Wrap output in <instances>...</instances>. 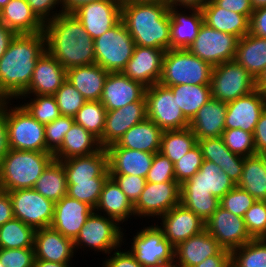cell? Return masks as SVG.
I'll list each match as a JSON object with an SVG mask.
<instances>
[{"mask_svg":"<svg viewBox=\"0 0 266 267\" xmlns=\"http://www.w3.org/2000/svg\"><path fill=\"white\" fill-rule=\"evenodd\" d=\"M45 51L44 32L16 34L5 54L0 58V98L2 100L17 101L26 91L36 63Z\"/></svg>","mask_w":266,"mask_h":267,"instance_id":"obj_1","label":"cell"},{"mask_svg":"<svg viewBox=\"0 0 266 267\" xmlns=\"http://www.w3.org/2000/svg\"><path fill=\"white\" fill-rule=\"evenodd\" d=\"M46 50L66 69L95 64L92 37L73 13H61L44 23Z\"/></svg>","mask_w":266,"mask_h":267,"instance_id":"obj_2","label":"cell"},{"mask_svg":"<svg viewBox=\"0 0 266 267\" xmlns=\"http://www.w3.org/2000/svg\"><path fill=\"white\" fill-rule=\"evenodd\" d=\"M168 8V3L121 4V20L136 45L171 49Z\"/></svg>","mask_w":266,"mask_h":267,"instance_id":"obj_3","label":"cell"},{"mask_svg":"<svg viewBox=\"0 0 266 267\" xmlns=\"http://www.w3.org/2000/svg\"><path fill=\"white\" fill-rule=\"evenodd\" d=\"M53 159L49 152L10 149L0 160V189L9 192L33 188Z\"/></svg>","mask_w":266,"mask_h":267,"instance_id":"obj_4","label":"cell"},{"mask_svg":"<svg viewBox=\"0 0 266 267\" xmlns=\"http://www.w3.org/2000/svg\"><path fill=\"white\" fill-rule=\"evenodd\" d=\"M213 66L188 49H169L163 56L160 84L166 87L210 85Z\"/></svg>","mask_w":266,"mask_h":267,"instance_id":"obj_5","label":"cell"},{"mask_svg":"<svg viewBox=\"0 0 266 267\" xmlns=\"http://www.w3.org/2000/svg\"><path fill=\"white\" fill-rule=\"evenodd\" d=\"M122 227L116 220L93 211L73 240L76 252L78 249H81V253L82 250L84 252L86 249H93L95 253L108 255L126 242L124 236L127 235H124L126 233Z\"/></svg>","mask_w":266,"mask_h":267,"instance_id":"obj_6","label":"cell"},{"mask_svg":"<svg viewBox=\"0 0 266 267\" xmlns=\"http://www.w3.org/2000/svg\"><path fill=\"white\" fill-rule=\"evenodd\" d=\"M11 102L15 101L5 100L10 149L47 152L44 125L34 119L21 104L14 105Z\"/></svg>","mask_w":266,"mask_h":267,"instance_id":"obj_7","label":"cell"},{"mask_svg":"<svg viewBox=\"0 0 266 267\" xmlns=\"http://www.w3.org/2000/svg\"><path fill=\"white\" fill-rule=\"evenodd\" d=\"M95 63L109 73L122 72L131 59L136 44L120 20L100 37L94 39Z\"/></svg>","mask_w":266,"mask_h":267,"instance_id":"obj_8","label":"cell"},{"mask_svg":"<svg viewBox=\"0 0 266 267\" xmlns=\"http://www.w3.org/2000/svg\"><path fill=\"white\" fill-rule=\"evenodd\" d=\"M210 89L213 99L231 102L256 90V80L235 60L213 66Z\"/></svg>","mask_w":266,"mask_h":267,"instance_id":"obj_9","label":"cell"},{"mask_svg":"<svg viewBox=\"0 0 266 267\" xmlns=\"http://www.w3.org/2000/svg\"><path fill=\"white\" fill-rule=\"evenodd\" d=\"M147 119L164 130H181L189 128V121L169 87L156 83L146 88Z\"/></svg>","mask_w":266,"mask_h":267,"instance_id":"obj_10","label":"cell"},{"mask_svg":"<svg viewBox=\"0 0 266 267\" xmlns=\"http://www.w3.org/2000/svg\"><path fill=\"white\" fill-rule=\"evenodd\" d=\"M157 223L139 228L131 238L133 242L128 250L142 266L175 261V247L164 237Z\"/></svg>","mask_w":266,"mask_h":267,"instance_id":"obj_11","label":"cell"},{"mask_svg":"<svg viewBox=\"0 0 266 267\" xmlns=\"http://www.w3.org/2000/svg\"><path fill=\"white\" fill-rule=\"evenodd\" d=\"M14 218L21 220L35 230L50 227L55 203L48 200L34 188L9 191Z\"/></svg>","mask_w":266,"mask_h":267,"instance_id":"obj_12","label":"cell"},{"mask_svg":"<svg viewBox=\"0 0 266 267\" xmlns=\"http://www.w3.org/2000/svg\"><path fill=\"white\" fill-rule=\"evenodd\" d=\"M238 40L232 34L210 28L203 23L195 40L187 49L198 58L216 66L234 60Z\"/></svg>","mask_w":266,"mask_h":267,"instance_id":"obj_13","label":"cell"},{"mask_svg":"<svg viewBox=\"0 0 266 267\" xmlns=\"http://www.w3.org/2000/svg\"><path fill=\"white\" fill-rule=\"evenodd\" d=\"M180 204V184L178 182H146L139 199L134 204V213L138 219L154 221L171 208ZM153 217V218H152Z\"/></svg>","mask_w":266,"mask_h":267,"instance_id":"obj_14","label":"cell"},{"mask_svg":"<svg viewBox=\"0 0 266 267\" xmlns=\"http://www.w3.org/2000/svg\"><path fill=\"white\" fill-rule=\"evenodd\" d=\"M205 229L216 239L222 249L229 252L253 239L247 232L243 217L235 215L221 206L205 222Z\"/></svg>","mask_w":266,"mask_h":267,"instance_id":"obj_15","label":"cell"},{"mask_svg":"<svg viewBox=\"0 0 266 267\" xmlns=\"http://www.w3.org/2000/svg\"><path fill=\"white\" fill-rule=\"evenodd\" d=\"M73 14L94 40L121 20V3L119 0L94 1L80 6Z\"/></svg>","mask_w":266,"mask_h":267,"instance_id":"obj_16","label":"cell"},{"mask_svg":"<svg viewBox=\"0 0 266 267\" xmlns=\"http://www.w3.org/2000/svg\"><path fill=\"white\" fill-rule=\"evenodd\" d=\"M159 220L157 226L174 247L205 230V221L181 203L160 216Z\"/></svg>","mask_w":266,"mask_h":267,"instance_id":"obj_17","label":"cell"},{"mask_svg":"<svg viewBox=\"0 0 266 267\" xmlns=\"http://www.w3.org/2000/svg\"><path fill=\"white\" fill-rule=\"evenodd\" d=\"M265 108V95L258 89L228 102L225 129H242L254 133L256 124Z\"/></svg>","mask_w":266,"mask_h":267,"instance_id":"obj_18","label":"cell"},{"mask_svg":"<svg viewBox=\"0 0 266 267\" xmlns=\"http://www.w3.org/2000/svg\"><path fill=\"white\" fill-rule=\"evenodd\" d=\"M164 53L162 49L136 45L122 73L131 80L142 83L145 87L159 83Z\"/></svg>","mask_w":266,"mask_h":267,"instance_id":"obj_19","label":"cell"},{"mask_svg":"<svg viewBox=\"0 0 266 267\" xmlns=\"http://www.w3.org/2000/svg\"><path fill=\"white\" fill-rule=\"evenodd\" d=\"M146 88L142 83L131 80L122 72L108 73L100 102L107 111H111L132 102L146 101Z\"/></svg>","mask_w":266,"mask_h":267,"instance_id":"obj_20","label":"cell"},{"mask_svg":"<svg viewBox=\"0 0 266 267\" xmlns=\"http://www.w3.org/2000/svg\"><path fill=\"white\" fill-rule=\"evenodd\" d=\"M67 80V70L46 50L38 59L29 87L21 96L55 95Z\"/></svg>","mask_w":266,"mask_h":267,"instance_id":"obj_21","label":"cell"},{"mask_svg":"<svg viewBox=\"0 0 266 267\" xmlns=\"http://www.w3.org/2000/svg\"><path fill=\"white\" fill-rule=\"evenodd\" d=\"M147 119L146 101L132 102L115 110L107 111L102 133V148L115 144L132 126Z\"/></svg>","mask_w":266,"mask_h":267,"instance_id":"obj_22","label":"cell"},{"mask_svg":"<svg viewBox=\"0 0 266 267\" xmlns=\"http://www.w3.org/2000/svg\"><path fill=\"white\" fill-rule=\"evenodd\" d=\"M34 254L35 259L39 260L72 263L76 250L72 239L51 227H46L35 231Z\"/></svg>","mask_w":266,"mask_h":267,"instance_id":"obj_23","label":"cell"},{"mask_svg":"<svg viewBox=\"0 0 266 267\" xmlns=\"http://www.w3.org/2000/svg\"><path fill=\"white\" fill-rule=\"evenodd\" d=\"M94 209L68 195L55 203L51 228L74 240Z\"/></svg>","mask_w":266,"mask_h":267,"instance_id":"obj_24","label":"cell"},{"mask_svg":"<svg viewBox=\"0 0 266 267\" xmlns=\"http://www.w3.org/2000/svg\"><path fill=\"white\" fill-rule=\"evenodd\" d=\"M168 11L170 15L171 49H187L195 40L200 27L204 23L202 10L169 6Z\"/></svg>","mask_w":266,"mask_h":267,"instance_id":"obj_25","label":"cell"},{"mask_svg":"<svg viewBox=\"0 0 266 267\" xmlns=\"http://www.w3.org/2000/svg\"><path fill=\"white\" fill-rule=\"evenodd\" d=\"M236 184L214 162L203 160L199 171L180 185V191L209 192L219 200Z\"/></svg>","mask_w":266,"mask_h":267,"instance_id":"obj_26","label":"cell"},{"mask_svg":"<svg viewBox=\"0 0 266 267\" xmlns=\"http://www.w3.org/2000/svg\"><path fill=\"white\" fill-rule=\"evenodd\" d=\"M109 174L136 175L146 178L154 153L123 147H107Z\"/></svg>","mask_w":266,"mask_h":267,"instance_id":"obj_27","label":"cell"},{"mask_svg":"<svg viewBox=\"0 0 266 267\" xmlns=\"http://www.w3.org/2000/svg\"><path fill=\"white\" fill-rule=\"evenodd\" d=\"M203 160L220 166L237 185L241 179L245 157L232 153L224 144L221 136L197 140Z\"/></svg>","mask_w":266,"mask_h":267,"instance_id":"obj_28","label":"cell"},{"mask_svg":"<svg viewBox=\"0 0 266 267\" xmlns=\"http://www.w3.org/2000/svg\"><path fill=\"white\" fill-rule=\"evenodd\" d=\"M67 181H91L97 177H109L108 154L106 148L87 155L62 160Z\"/></svg>","mask_w":266,"mask_h":267,"instance_id":"obj_29","label":"cell"},{"mask_svg":"<svg viewBox=\"0 0 266 267\" xmlns=\"http://www.w3.org/2000/svg\"><path fill=\"white\" fill-rule=\"evenodd\" d=\"M94 211L116 220L122 226L130 217V220L132 217L136 219L134 205L110 176L104 182L100 199Z\"/></svg>","mask_w":266,"mask_h":267,"instance_id":"obj_30","label":"cell"},{"mask_svg":"<svg viewBox=\"0 0 266 267\" xmlns=\"http://www.w3.org/2000/svg\"><path fill=\"white\" fill-rule=\"evenodd\" d=\"M221 249L216 239L205 229L175 247V263L178 267H195Z\"/></svg>","mask_w":266,"mask_h":267,"instance_id":"obj_31","label":"cell"},{"mask_svg":"<svg viewBox=\"0 0 266 267\" xmlns=\"http://www.w3.org/2000/svg\"><path fill=\"white\" fill-rule=\"evenodd\" d=\"M227 103L210 99L189 122L196 140L219 137L225 130Z\"/></svg>","mask_w":266,"mask_h":267,"instance_id":"obj_32","label":"cell"},{"mask_svg":"<svg viewBox=\"0 0 266 267\" xmlns=\"http://www.w3.org/2000/svg\"><path fill=\"white\" fill-rule=\"evenodd\" d=\"M201 10L204 23L210 28L238 39L250 33V19L245 15L221 8L213 0H208Z\"/></svg>","mask_w":266,"mask_h":267,"instance_id":"obj_33","label":"cell"},{"mask_svg":"<svg viewBox=\"0 0 266 267\" xmlns=\"http://www.w3.org/2000/svg\"><path fill=\"white\" fill-rule=\"evenodd\" d=\"M0 22L16 34L44 32V23L31 10L26 0H10L0 9Z\"/></svg>","mask_w":266,"mask_h":267,"instance_id":"obj_34","label":"cell"},{"mask_svg":"<svg viewBox=\"0 0 266 267\" xmlns=\"http://www.w3.org/2000/svg\"><path fill=\"white\" fill-rule=\"evenodd\" d=\"M108 73L96 63L83 65L68 69L67 81L86 101H100Z\"/></svg>","mask_w":266,"mask_h":267,"instance_id":"obj_35","label":"cell"},{"mask_svg":"<svg viewBox=\"0 0 266 267\" xmlns=\"http://www.w3.org/2000/svg\"><path fill=\"white\" fill-rule=\"evenodd\" d=\"M163 130L153 121H145L132 126L117 143L108 147H123L156 154L160 152Z\"/></svg>","mask_w":266,"mask_h":267,"instance_id":"obj_36","label":"cell"},{"mask_svg":"<svg viewBox=\"0 0 266 267\" xmlns=\"http://www.w3.org/2000/svg\"><path fill=\"white\" fill-rule=\"evenodd\" d=\"M234 60L256 80L266 67V38L251 33L240 38Z\"/></svg>","mask_w":266,"mask_h":267,"instance_id":"obj_37","label":"cell"},{"mask_svg":"<svg viewBox=\"0 0 266 267\" xmlns=\"http://www.w3.org/2000/svg\"><path fill=\"white\" fill-rule=\"evenodd\" d=\"M99 139L83 126L73 123L65 134L61 147L53 154L54 159L62 161L76 156H87L101 149Z\"/></svg>","mask_w":266,"mask_h":267,"instance_id":"obj_38","label":"cell"},{"mask_svg":"<svg viewBox=\"0 0 266 267\" xmlns=\"http://www.w3.org/2000/svg\"><path fill=\"white\" fill-rule=\"evenodd\" d=\"M33 188L54 203L66 196L68 186L62 162L53 159L44 169Z\"/></svg>","mask_w":266,"mask_h":267,"instance_id":"obj_39","label":"cell"},{"mask_svg":"<svg viewBox=\"0 0 266 267\" xmlns=\"http://www.w3.org/2000/svg\"><path fill=\"white\" fill-rule=\"evenodd\" d=\"M185 118L190 122L197 111L212 99L210 85H177L169 87Z\"/></svg>","mask_w":266,"mask_h":267,"instance_id":"obj_40","label":"cell"},{"mask_svg":"<svg viewBox=\"0 0 266 267\" xmlns=\"http://www.w3.org/2000/svg\"><path fill=\"white\" fill-rule=\"evenodd\" d=\"M237 186L256 200L266 201V169L258 154L245 157L242 176Z\"/></svg>","mask_w":266,"mask_h":267,"instance_id":"obj_41","label":"cell"},{"mask_svg":"<svg viewBox=\"0 0 266 267\" xmlns=\"http://www.w3.org/2000/svg\"><path fill=\"white\" fill-rule=\"evenodd\" d=\"M196 144V136L190 128L164 130L161 138L160 152L174 164Z\"/></svg>","mask_w":266,"mask_h":267,"instance_id":"obj_42","label":"cell"},{"mask_svg":"<svg viewBox=\"0 0 266 267\" xmlns=\"http://www.w3.org/2000/svg\"><path fill=\"white\" fill-rule=\"evenodd\" d=\"M35 229L13 218L0 226V248H34Z\"/></svg>","mask_w":266,"mask_h":267,"instance_id":"obj_43","label":"cell"},{"mask_svg":"<svg viewBox=\"0 0 266 267\" xmlns=\"http://www.w3.org/2000/svg\"><path fill=\"white\" fill-rule=\"evenodd\" d=\"M18 99L20 101L22 99L25 102L28 99L26 103L22 101L21 105L34 119L43 125L49 124L61 116L54 95H33V98L31 96H20Z\"/></svg>","mask_w":266,"mask_h":267,"instance_id":"obj_44","label":"cell"},{"mask_svg":"<svg viewBox=\"0 0 266 267\" xmlns=\"http://www.w3.org/2000/svg\"><path fill=\"white\" fill-rule=\"evenodd\" d=\"M106 112V108L100 101H86L73 117L75 123L83 126L99 139L101 147Z\"/></svg>","mask_w":266,"mask_h":267,"instance_id":"obj_45","label":"cell"},{"mask_svg":"<svg viewBox=\"0 0 266 267\" xmlns=\"http://www.w3.org/2000/svg\"><path fill=\"white\" fill-rule=\"evenodd\" d=\"M231 267H266V239H252L233 250Z\"/></svg>","mask_w":266,"mask_h":267,"instance_id":"obj_46","label":"cell"},{"mask_svg":"<svg viewBox=\"0 0 266 267\" xmlns=\"http://www.w3.org/2000/svg\"><path fill=\"white\" fill-rule=\"evenodd\" d=\"M220 200L209 192L180 191V203L207 221L220 206Z\"/></svg>","mask_w":266,"mask_h":267,"instance_id":"obj_47","label":"cell"},{"mask_svg":"<svg viewBox=\"0 0 266 267\" xmlns=\"http://www.w3.org/2000/svg\"><path fill=\"white\" fill-rule=\"evenodd\" d=\"M108 177H97L91 181H67V195L90 205L93 209L98 204L104 182Z\"/></svg>","mask_w":266,"mask_h":267,"instance_id":"obj_48","label":"cell"},{"mask_svg":"<svg viewBox=\"0 0 266 267\" xmlns=\"http://www.w3.org/2000/svg\"><path fill=\"white\" fill-rule=\"evenodd\" d=\"M224 144L234 154L248 157L256 154L253 133L242 129H225L221 135Z\"/></svg>","mask_w":266,"mask_h":267,"instance_id":"obj_49","label":"cell"},{"mask_svg":"<svg viewBox=\"0 0 266 267\" xmlns=\"http://www.w3.org/2000/svg\"><path fill=\"white\" fill-rule=\"evenodd\" d=\"M54 96L62 116L74 117L86 102L82 94L67 80Z\"/></svg>","mask_w":266,"mask_h":267,"instance_id":"obj_50","label":"cell"},{"mask_svg":"<svg viewBox=\"0 0 266 267\" xmlns=\"http://www.w3.org/2000/svg\"><path fill=\"white\" fill-rule=\"evenodd\" d=\"M202 162V151L197 143L181 159L173 164L176 181L181 185L192 178L199 171Z\"/></svg>","mask_w":266,"mask_h":267,"instance_id":"obj_51","label":"cell"},{"mask_svg":"<svg viewBox=\"0 0 266 267\" xmlns=\"http://www.w3.org/2000/svg\"><path fill=\"white\" fill-rule=\"evenodd\" d=\"M73 123V117L61 115L49 124L44 125L47 152L54 154L61 147L65 134Z\"/></svg>","mask_w":266,"mask_h":267,"instance_id":"obj_52","label":"cell"},{"mask_svg":"<svg viewBox=\"0 0 266 267\" xmlns=\"http://www.w3.org/2000/svg\"><path fill=\"white\" fill-rule=\"evenodd\" d=\"M247 232L253 239L266 236V201L256 202L245 212L243 217Z\"/></svg>","mask_w":266,"mask_h":267,"instance_id":"obj_53","label":"cell"},{"mask_svg":"<svg viewBox=\"0 0 266 267\" xmlns=\"http://www.w3.org/2000/svg\"><path fill=\"white\" fill-rule=\"evenodd\" d=\"M256 202L247 191L237 185L220 199V206L231 213L244 217L245 212Z\"/></svg>","mask_w":266,"mask_h":267,"instance_id":"obj_54","label":"cell"},{"mask_svg":"<svg viewBox=\"0 0 266 267\" xmlns=\"http://www.w3.org/2000/svg\"><path fill=\"white\" fill-rule=\"evenodd\" d=\"M146 182H177L173 162L161 152L154 154L152 166L146 176Z\"/></svg>","mask_w":266,"mask_h":267,"instance_id":"obj_55","label":"cell"},{"mask_svg":"<svg viewBox=\"0 0 266 267\" xmlns=\"http://www.w3.org/2000/svg\"><path fill=\"white\" fill-rule=\"evenodd\" d=\"M34 248H0V262L4 267H33Z\"/></svg>","mask_w":266,"mask_h":267,"instance_id":"obj_56","label":"cell"},{"mask_svg":"<svg viewBox=\"0 0 266 267\" xmlns=\"http://www.w3.org/2000/svg\"><path fill=\"white\" fill-rule=\"evenodd\" d=\"M120 189L125 193L130 202L134 205L144 189L146 178L136 175L110 174Z\"/></svg>","mask_w":266,"mask_h":267,"instance_id":"obj_57","label":"cell"},{"mask_svg":"<svg viewBox=\"0 0 266 267\" xmlns=\"http://www.w3.org/2000/svg\"><path fill=\"white\" fill-rule=\"evenodd\" d=\"M36 16L46 23L63 13L62 0H26ZM60 5V6H59ZM59 8V10L56 8ZM54 10V11H53Z\"/></svg>","mask_w":266,"mask_h":267,"instance_id":"obj_58","label":"cell"},{"mask_svg":"<svg viewBox=\"0 0 266 267\" xmlns=\"http://www.w3.org/2000/svg\"><path fill=\"white\" fill-rule=\"evenodd\" d=\"M119 247L106 256L102 267H142L134 255L128 250ZM111 255V256H110Z\"/></svg>","mask_w":266,"mask_h":267,"instance_id":"obj_59","label":"cell"},{"mask_svg":"<svg viewBox=\"0 0 266 267\" xmlns=\"http://www.w3.org/2000/svg\"><path fill=\"white\" fill-rule=\"evenodd\" d=\"M219 7L247 16L249 19L254 11L251 0H213Z\"/></svg>","mask_w":266,"mask_h":267,"instance_id":"obj_60","label":"cell"},{"mask_svg":"<svg viewBox=\"0 0 266 267\" xmlns=\"http://www.w3.org/2000/svg\"><path fill=\"white\" fill-rule=\"evenodd\" d=\"M250 33L266 38V7L254 9L250 18Z\"/></svg>","mask_w":266,"mask_h":267,"instance_id":"obj_61","label":"cell"},{"mask_svg":"<svg viewBox=\"0 0 266 267\" xmlns=\"http://www.w3.org/2000/svg\"><path fill=\"white\" fill-rule=\"evenodd\" d=\"M254 145L256 149V154L266 152V108L262 112L254 133H253Z\"/></svg>","mask_w":266,"mask_h":267,"instance_id":"obj_62","label":"cell"},{"mask_svg":"<svg viewBox=\"0 0 266 267\" xmlns=\"http://www.w3.org/2000/svg\"><path fill=\"white\" fill-rule=\"evenodd\" d=\"M195 267H231V252L221 249L216 255L206 258Z\"/></svg>","mask_w":266,"mask_h":267,"instance_id":"obj_63","label":"cell"},{"mask_svg":"<svg viewBox=\"0 0 266 267\" xmlns=\"http://www.w3.org/2000/svg\"><path fill=\"white\" fill-rule=\"evenodd\" d=\"M10 150L8 129L5 121V100L0 104V160L4 158Z\"/></svg>","mask_w":266,"mask_h":267,"instance_id":"obj_64","label":"cell"},{"mask_svg":"<svg viewBox=\"0 0 266 267\" xmlns=\"http://www.w3.org/2000/svg\"><path fill=\"white\" fill-rule=\"evenodd\" d=\"M14 218L9 192L0 189V226Z\"/></svg>","mask_w":266,"mask_h":267,"instance_id":"obj_65","label":"cell"},{"mask_svg":"<svg viewBox=\"0 0 266 267\" xmlns=\"http://www.w3.org/2000/svg\"><path fill=\"white\" fill-rule=\"evenodd\" d=\"M16 33L0 22V58L5 54Z\"/></svg>","mask_w":266,"mask_h":267,"instance_id":"obj_66","label":"cell"},{"mask_svg":"<svg viewBox=\"0 0 266 267\" xmlns=\"http://www.w3.org/2000/svg\"><path fill=\"white\" fill-rule=\"evenodd\" d=\"M208 0H167L169 6L201 9Z\"/></svg>","mask_w":266,"mask_h":267,"instance_id":"obj_67","label":"cell"},{"mask_svg":"<svg viewBox=\"0 0 266 267\" xmlns=\"http://www.w3.org/2000/svg\"><path fill=\"white\" fill-rule=\"evenodd\" d=\"M99 0H62L64 13H73L77 8L84 4Z\"/></svg>","mask_w":266,"mask_h":267,"instance_id":"obj_68","label":"cell"},{"mask_svg":"<svg viewBox=\"0 0 266 267\" xmlns=\"http://www.w3.org/2000/svg\"><path fill=\"white\" fill-rule=\"evenodd\" d=\"M70 264L72 263H55L52 261L34 259L33 267H72Z\"/></svg>","mask_w":266,"mask_h":267,"instance_id":"obj_69","label":"cell"},{"mask_svg":"<svg viewBox=\"0 0 266 267\" xmlns=\"http://www.w3.org/2000/svg\"><path fill=\"white\" fill-rule=\"evenodd\" d=\"M256 89L262 91L263 93L266 91V67L256 79Z\"/></svg>","mask_w":266,"mask_h":267,"instance_id":"obj_70","label":"cell"},{"mask_svg":"<svg viewBox=\"0 0 266 267\" xmlns=\"http://www.w3.org/2000/svg\"><path fill=\"white\" fill-rule=\"evenodd\" d=\"M121 4L129 3H167V0H119Z\"/></svg>","mask_w":266,"mask_h":267,"instance_id":"obj_71","label":"cell"},{"mask_svg":"<svg viewBox=\"0 0 266 267\" xmlns=\"http://www.w3.org/2000/svg\"><path fill=\"white\" fill-rule=\"evenodd\" d=\"M142 267H178L174 262H166V263H160V264H155V265H144Z\"/></svg>","mask_w":266,"mask_h":267,"instance_id":"obj_72","label":"cell"},{"mask_svg":"<svg viewBox=\"0 0 266 267\" xmlns=\"http://www.w3.org/2000/svg\"><path fill=\"white\" fill-rule=\"evenodd\" d=\"M254 9L266 7V0H251Z\"/></svg>","mask_w":266,"mask_h":267,"instance_id":"obj_73","label":"cell"},{"mask_svg":"<svg viewBox=\"0 0 266 267\" xmlns=\"http://www.w3.org/2000/svg\"><path fill=\"white\" fill-rule=\"evenodd\" d=\"M264 163L265 169H266V152L258 154Z\"/></svg>","mask_w":266,"mask_h":267,"instance_id":"obj_74","label":"cell"},{"mask_svg":"<svg viewBox=\"0 0 266 267\" xmlns=\"http://www.w3.org/2000/svg\"><path fill=\"white\" fill-rule=\"evenodd\" d=\"M10 0H0V9H2Z\"/></svg>","mask_w":266,"mask_h":267,"instance_id":"obj_75","label":"cell"}]
</instances>
